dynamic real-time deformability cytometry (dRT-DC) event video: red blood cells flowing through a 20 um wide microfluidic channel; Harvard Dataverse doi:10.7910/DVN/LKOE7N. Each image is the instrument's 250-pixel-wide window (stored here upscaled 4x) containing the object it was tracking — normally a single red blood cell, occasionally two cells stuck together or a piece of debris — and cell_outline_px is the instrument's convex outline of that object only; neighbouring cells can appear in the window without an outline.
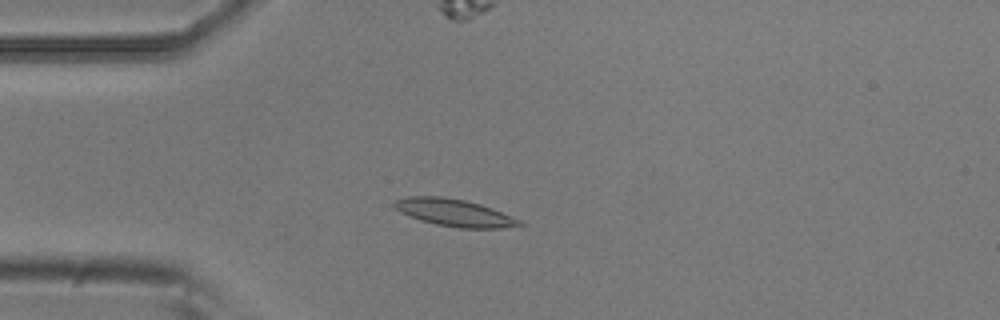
{"species": "common noctule bat (a hibernating species)", "species_latin": "Nyctalus noctula", "temperature_condition": "room temperature", "stored_images_in_passage": 10, "camera_frame_rate_fps": 3000, "um_per_image_px": 0.085, "animal": {"sex": "male", "body_mass_g": 20.5, "forearm_length_mm": 52.5}, "frame": {"image": 1, "passage_image": 4, "time_ms": 1.0, "image_size_px": [1000, 320], "cell_outline_px": [[524, 224], [504, 228], [460, 228], [436, 224], [420, 220], [400, 212], [392, 204], [396, 200], [408, 196], [440, 196], [464, 200], [480, 204], [492, 208], [520, 220]], "centroid_in_image_um": [38.6, 18.08], "position_along_channel_um": 46.4, "area_um2": 19.65}}
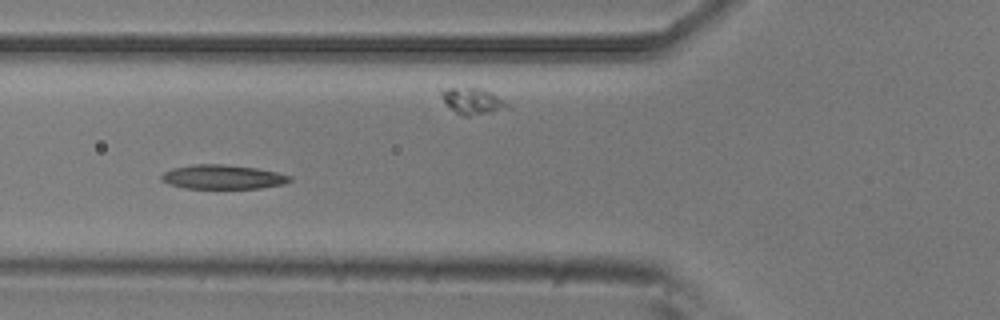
{"frame": {"image": 2, "passage_image": 6, "time_ms": 1.667, "image_size_px": [1000, 320], "cell_outline_px": [[292, 180], [284, 184], [260, 188], [184, 188], [168, 184], [160, 180], [160, 176], [164, 172], [172, 168], [192, 164], [224, 164], [256, 168], [276, 172], [292, 176]], "centroid_in_image_um": [18.91, 15.04], "position_along_channel_um": 106.9, "area_um2": 18.21}}
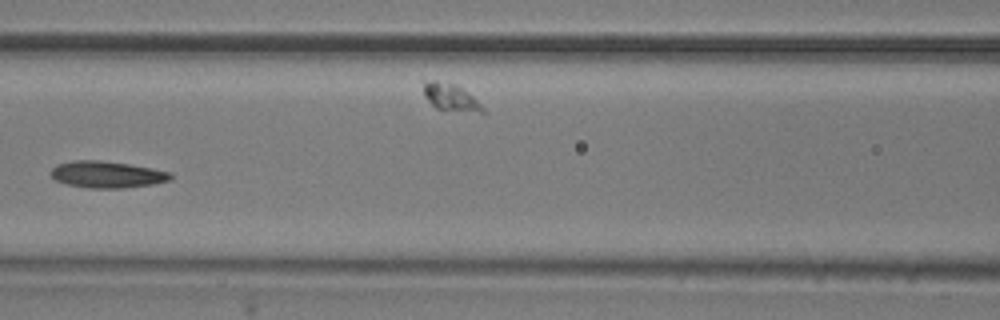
{"frame": {"image": 3, "passage_image": 7, "time_ms": 2.0, "image_size_px": [1000, 320], "cell_outline_px": [[172, 180], [152, 184], [120, 188], [88, 188], [68, 184], [56, 180], [48, 172], [56, 164], [72, 160], [100, 160], [128, 164], [152, 168], [172, 172]], "centroid_in_image_um": [9.08, 14.82], "position_along_channel_um": 157.5, "area_um2": 18.67}}